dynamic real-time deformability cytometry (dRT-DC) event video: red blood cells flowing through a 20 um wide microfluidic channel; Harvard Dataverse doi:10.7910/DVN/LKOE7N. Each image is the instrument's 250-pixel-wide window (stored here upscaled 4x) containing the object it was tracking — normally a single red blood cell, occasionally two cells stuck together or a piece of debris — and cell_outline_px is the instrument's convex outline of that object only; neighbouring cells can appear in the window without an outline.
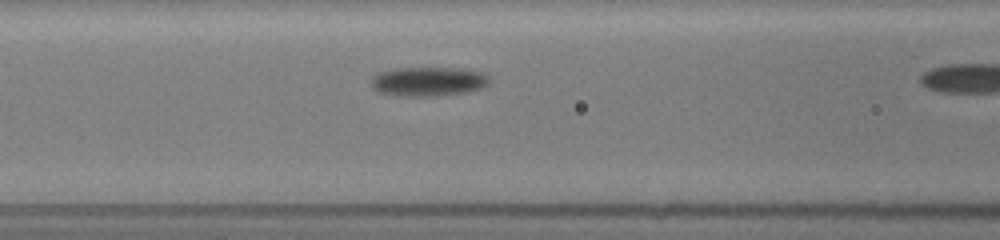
{"species": "common noctule bat (a hibernating species)", "species_latin": "Nyctalus noctula", "temperature_condition": "room temperature", "stored_images_in_passage": 7, "camera_frame_rate_fps": 3000, "um_per_image_px": 0.085, "animal": {"sex": "female", "body_mass_g": 19.5, "forearm_length_mm": 54.1}, "frame": {"image": 1, "passage_image": 3, "time_ms": 0.667, "image_size_px": [1000, 240], "cell_outline_px": [[492, 80], [484, 88], [464, 92], [432, 96], [404, 96], [376, 92], [372, 88], [372, 76], [380, 72], [396, 68], [452, 68], [484, 72]], "centroid_in_image_um": [36.42, 6.93], "position_along_channel_um": 130.2, "area_um2": 20.17}}
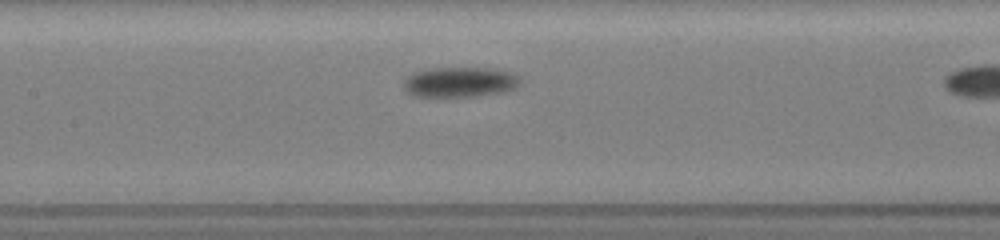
{"frame": {"image": 2, "passage_image": 6, "time_ms": 1.667, "image_size_px": [1000, 240], "cell_outline_px": [[520, 80], [512, 88], [504, 92], [472, 96], [416, 96], [408, 92], [404, 88], [404, 80], [412, 72], [432, 68], [492, 68], [508, 72], [516, 76]], "centroid_in_image_um": [39.02, 6.97], "position_along_channel_um": 168.4, "area_um2": 20.06}}